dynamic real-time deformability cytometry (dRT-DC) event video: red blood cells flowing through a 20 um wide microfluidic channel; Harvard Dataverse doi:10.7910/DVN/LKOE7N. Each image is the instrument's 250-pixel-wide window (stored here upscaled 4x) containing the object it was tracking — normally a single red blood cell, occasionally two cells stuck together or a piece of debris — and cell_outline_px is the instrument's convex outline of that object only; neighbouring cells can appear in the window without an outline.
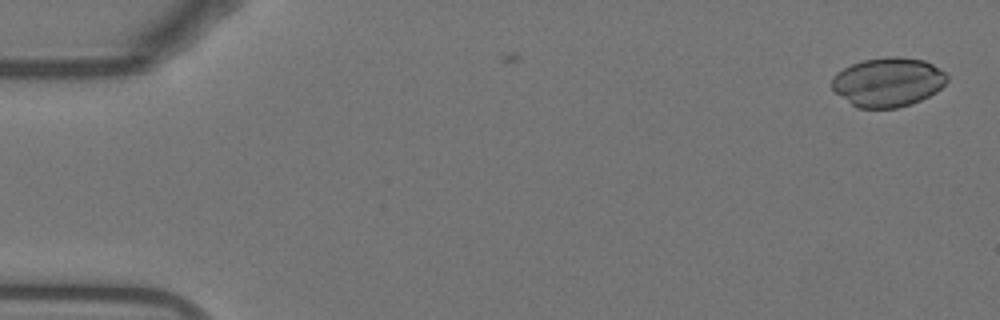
{"species": "Egyptian fruit bat (a non-hibernating species)", "species_latin": "Rousettus aegyptiacus", "temperature_condition": "warm", "stored_images_in_passage": 5, "camera_frame_rate_fps": 3000, "um_per_image_px": 0.085, "animal": {"sex": "female"}, "frame": {"image": 1, "passage_image": 1, "time_ms": 0.0, "image_size_px": [1000, 320], "cell_outline_px": [[948, 80], [936, 92], [912, 104], [896, 108], [856, 108], [836, 92], [832, 88], [832, 76], [844, 68], [852, 64], [864, 60], [884, 56], [896, 56], [924, 60], [932, 64], [944, 72], [948, 76]], "centroid_in_image_um": [75.48, 6.97], "position_along_channel_um": 9.5, "area_um2": 32.95}}